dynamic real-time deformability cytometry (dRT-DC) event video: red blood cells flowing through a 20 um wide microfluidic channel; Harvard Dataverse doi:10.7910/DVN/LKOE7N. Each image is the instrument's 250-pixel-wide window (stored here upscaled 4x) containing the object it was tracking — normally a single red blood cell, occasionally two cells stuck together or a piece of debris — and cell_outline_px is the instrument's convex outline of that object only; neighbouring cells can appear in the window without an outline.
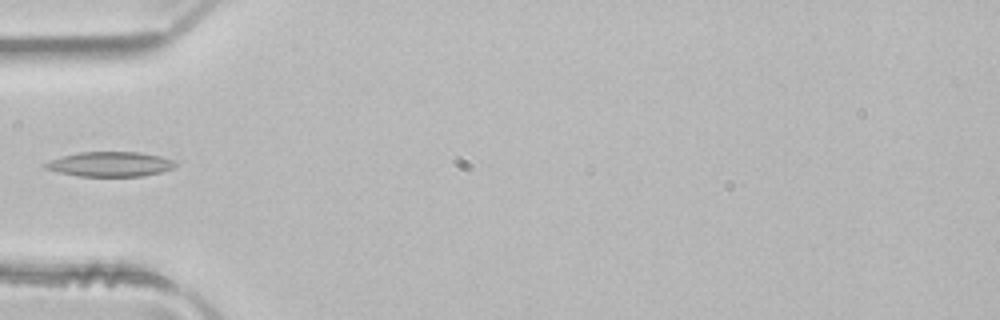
{"species": "common noctule bat (a hibernating species)", "species_latin": "Nyctalus noctula", "temperature_condition": "room temperature", "stored_images_in_passage": 1, "camera_frame_rate_fps": 3000, "um_per_image_px": 0.085, "animal": {"sex": "male", "body_mass_g": 21.5, "forearm_length_mm": 52.0}, "frame": {"image": 1, "passage_image": 1, "time_ms": 0.0, "image_size_px": [1000, 320], "cell_outline_px": [[176, 164], [172, 168], [160, 172], [144, 176], [80, 176], [60, 172], [44, 168], [44, 164], [52, 160], [64, 156], [80, 152], [140, 152], [160, 156], [176, 160]], "centroid_in_image_um": [9.42, 13.95], "position_along_channel_um": 75.6, "area_um2": 18.55}}